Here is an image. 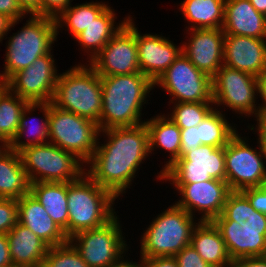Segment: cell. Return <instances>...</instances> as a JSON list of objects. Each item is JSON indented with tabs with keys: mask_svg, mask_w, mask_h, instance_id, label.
<instances>
[{
	"mask_svg": "<svg viewBox=\"0 0 266 267\" xmlns=\"http://www.w3.org/2000/svg\"><path fill=\"white\" fill-rule=\"evenodd\" d=\"M149 157L145 123L102 130L96 150L85 164V173L120 200L131 189L142 164Z\"/></svg>",
	"mask_w": 266,
	"mask_h": 267,
	"instance_id": "1",
	"label": "cell"
},
{
	"mask_svg": "<svg viewBox=\"0 0 266 267\" xmlns=\"http://www.w3.org/2000/svg\"><path fill=\"white\" fill-rule=\"evenodd\" d=\"M100 79L103 103L98 123L100 131L145 122L143 107L145 109V105L150 103V95L155 90L150 78L142 73H133Z\"/></svg>",
	"mask_w": 266,
	"mask_h": 267,
	"instance_id": "2",
	"label": "cell"
},
{
	"mask_svg": "<svg viewBox=\"0 0 266 267\" xmlns=\"http://www.w3.org/2000/svg\"><path fill=\"white\" fill-rule=\"evenodd\" d=\"M22 27L4 38L6 40L4 68L0 70V82L4 84L13 74L23 70L41 56L51 52L58 40L56 20L51 17L28 14ZM54 45V46H53Z\"/></svg>",
	"mask_w": 266,
	"mask_h": 267,
	"instance_id": "3",
	"label": "cell"
},
{
	"mask_svg": "<svg viewBox=\"0 0 266 267\" xmlns=\"http://www.w3.org/2000/svg\"><path fill=\"white\" fill-rule=\"evenodd\" d=\"M68 239L80 231L101 227L117 213L118 199L86 173L67 182Z\"/></svg>",
	"mask_w": 266,
	"mask_h": 267,
	"instance_id": "4",
	"label": "cell"
},
{
	"mask_svg": "<svg viewBox=\"0 0 266 267\" xmlns=\"http://www.w3.org/2000/svg\"><path fill=\"white\" fill-rule=\"evenodd\" d=\"M200 220L174 203L152 218L139 240L140 258L174 257L191 245L194 228Z\"/></svg>",
	"mask_w": 266,
	"mask_h": 267,
	"instance_id": "5",
	"label": "cell"
},
{
	"mask_svg": "<svg viewBox=\"0 0 266 267\" xmlns=\"http://www.w3.org/2000/svg\"><path fill=\"white\" fill-rule=\"evenodd\" d=\"M51 103L98 124L103 104L100 76L80 60L60 72Z\"/></svg>",
	"mask_w": 266,
	"mask_h": 267,
	"instance_id": "6",
	"label": "cell"
},
{
	"mask_svg": "<svg viewBox=\"0 0 266 267\" xmlns=\"http://www.w3.org/2000/svg\"><path fill=\"white\" fill-rule=\"evenodd\" d=\"M19 155L29 183L71 182L85 173V163L53 143L29 146Z\"/></svg>",
	"mask_w": 266,
	"mask_h": 267,
	"instance_id": "7",
	"label": "cell"
},
{
	"mask_svg": "<svg viewBox=\"0 0 266 267\" xmlns=\"http://www.w3.org/2000/svg\"><path fill=\"white\" fill-rule=\"evenodd\" d=\"M212 98L214 107L222 111H232L236 119L242 121L256 118L258 90L256 76L223 65L212 77ZM217 105V106H216ZM220 107V108H219ZM230 109V110H229Z\"/></svg>",
	"mask_w": 266,
	"mask_h": 267,
	"instance_id": "8",
	"label": "cell"
},
{
	"mask_svg": "<svg viewBox=\"0 0 266 267\" xmlns=\"http://www.w3.org/2000/svg\"><path fill=\"white\" fill-rule=\"evenodd\" d=\"M120 218L116 214L101 227L80 231L68 239L89 267L113 266L130 255L131 244L127 243Z\"/></svg>",
	"mask_w": 266,
	"mask_h": 267,
	"instance_id": "9",
	"label": "cell"
},
{
	"mask_svg": "<svg viewBox=\"0 0 266 267\" xmlns=\"http://www.w3.org/2000/svg\"><path fill=\"white\" fill-rule=\"evenodd\" d=\"M100 129L97 123L50 102L49 142L75 154L85 164L96 150Z\"/></svg>",
	"mask_w": 266,
	"mask_h": 267,
	"instance_id": "10",
	"label": "cell"
},
{
	"mask_svg": "<svg viewBox=\"0 0 266 267\" xmlns=\"http://www.w3.org/2000/svg\"><path fill=\"white\" fill-rule=\"evenodd\" d=\"M245 136L238 131L224 147L225 180L231 191L266 185V165L258 142L250 146L252 140Z\"/></svg>",
	"mask_w": 266,
	"mask_h": 267,
	"instance_id": "11",
	"label": "cell"
},
{
	"mask_svg": "<svg viewBox=\"0 0 266 267\" xmlns=\"http://www.w3.org/2000/svg\"><path fill=\"white\" fill-rule=\"evenodd\" d=\"M157 87L168 94L169 104L213 102L212 78L197 69L183 53L154 82V89Z\"/></svg>",
	"mask_w": 266,
	"mask_h": 267,
	"instance_id": "12",
	"label": "cell"
},
{
	"mask_svg": "<svg viewBox=\"0 0 266 267\" xmlns=\"http://www.w3.org/2000/svg\"><path fill=\"white\" fill-rule=\"evenodd\" d=\"M225 180L224 147L200 145L178 158L164 173L162 183H195Z\"/></svg>",
	"mask_w": 266,
	"mask_h": 267,
	"instance_id": "13",
	"label": "cell"
},
{
	"mask_svg": "<svg viewBox=\"0 0 266 267\" xmlns=\"http://www.w3.org/2000/svg\"><path fill=\"white\" fill-rule=\"evenodd\" d=\"M89 65L100 77L140 73L132 15Z\"/></svg>",
	"mask_w": 266,
	"mask_h": 267,
	"instance_id": "14",
	"label": "cell"
},
{
	"mask_svg": "<svg viewBox=\"0 0 266 267\" xmlns=\"http://www.w3.org/2000/svg\"><path fill=\"white\" fill-rule=\"evenodd\" d=\"M54 51L36 59L32 65L13 74L4 84L28 103H49L58 82Z\"/></svg>",
	"mask_w": 266,
	"mask_h": 267,
	"instance_id": "15",
	"label": "cell"
},
{
	"mask_svg": "<svg viewBox=\"0 0 266 267\" xmlns=\"http://www.w3.org/2000/svg\"><path fill=\"white\" fill-rule=\"evenodd\" d=\"M169 184L173 186V192L176 191L179 196L173 203L198 218L200 222L213 221L221 215L227 196L231 192L226 180L211 179L195 183Z\"/></svg>",
	"mask_w": 266,
	"mask_h": 267,
	"instance_id": "16",
	"label": "cell"
},
{
	"mask_svg": "<svg viewBox=\"0 0 266 267\" xmlns=\"http://www.w3.org/2000/svg\"><path fill=\"white\" fill-rule=\"evenodd\" d=\"M184 33L187 39L181 40V53L212 78L223 66L225 34L222 28L190 29Z\"/></svg>",
	"mask_w": 266,
	"mask_h": 267,
	"instance_id": "17",
	"label": "cell"
},
{
	"mask_svg": "<svg viewBox=\"0 0 266 267\" xmlns=\"http://www.w3.org/2000/svg\"><path fill=\"white\" fill-rule=\"evenodd\" d=\"M138 29L135 22L140 73L155 82L181 54V42L179 46L170 40L169 35L166 37L164 33L151 32L143 34Z\"/></svg>",
	"mask_w": 266,
	"mask_h": 267,
	"instance_id": "18",
	"label": "cell"
},
{
	"mask_svg": "<svg viewBox=\"0 0 266 267\" xmlns=\"http://www.w3.org/2000/svg\"><path fill=\"white\" fill-rule=\"evenodd\" d=\"M223 65L257 77L266 69V39L225 34Z\"/></svg>",
	"mask_w": 266,
	"mask_h": 267,
	"instance_id": "19",
	"label": "cell"
},
{
	"mask_svg": "<svg viewBox=\"0 0 266 267\" xmlns=\"http://www.w3.org/2000/svg\"><path fill=\"white\" fill-rule=\"evenodd\" d=\"M155 114L150 119H145V125L149 135L150 155H155L156 150L162 151V156L166 155V161L161 170L155 173L156 182H162L163 173L179 158L181 147L180 128L164 113ZM155 151V152H154ZM165 151V152H164ZM158 174V175H157Z\"/></svg>",
	"mask_w": 266,
	"mask_h": 267,
	"instance_id": "20",
	"label": "cell"
},
{
	"mask_svg": "<svg viewBox=\"0 0 266 267\" xmlns=\"http://www.w3.org/2000/svg\"><path fill=\"white\" fill-rule=\"evenodd\" d=\"M219 229L232 262L266 256V230L244 229L236 221H212Z\"/></svg>",
	"mask_w": 266,
	"mask_h": 267,
	"instance_id": "21",
	"label": "cell"
},
{
	"mask_svg": "<svg viewBox=\"0 0 266 267\" xmlns=\"http://www.w3.org/2000/svg\"><path fill=\"white\" fill-rule=\"evenodd\" d=\"M18 222L28 227L49 247L68 241L64 231L48 215L44 206L29 192L17 200Z\"/></svg>",
	"mask_w": 266,
	"mask_h": 267,
	"instance_id": "22",
	"label": "cell"
},
{
	"mask_svg": "<svg viewBox=\"0 0 266 267\" xmlns=\"http://www.w3.org/2000/svg\"><path fill=\"white\" fill-rule=\"evenodd\" d=\"M112 6H108L93 22L79 33L73 40L78 43V50L83 52L86 59H82L83 63L89 64L109 40L120 30L131 16H127L117 22L118 13ZM82 48V49H81Z\"/></svg>",
	"mask_w": 266,
	"mask_h": 267,
	"instance_id": "23",
	"label": "cell"
},
{
	"mask_svg": "<svg viewBox=\"0 0 266 267\" xmlns=\"http://www.w3.org/2000/svg\"><path fill=\"white\" fill-rule=\"evenodd\" d=\"M224 34L266 39L265 16L249 0H225Z\"/></svg>",
	"mask_w": 266,
	"mask_h": 267,
	"instance_id": "24",
	"label": "cell"
},
{
	"mask_svg": "<svg viewBox=\"0 0 266 267\" xmlns=\"http://www.w3.org/2000/svg\"><path fill=\"white\" fill-rule=\"evenodd\" d=\"M37 111H40L39 112L40 114L34 113ZM49 113H50V102L28 103L26 107L23 109L22 114L20 116L17 134L12 139V141L7 145V147L15 152H19L22 149L29 146L48 143ZM33 114L37 116H34Z\"/></svg>",
	"mask_w": 266,
	"mask_h": 267,
	"instance_id": "25",
	"label": "cell"
},
{
	"mask_svg": "<svg viewBox=\"0 0 266 267\" xmlns=\"http://www.w3.org/2000/svg\"><path fill=\"white\" fill-rule=\"evenodd\" d=\"M12 264L18 267H42L49 246L28 227L17 222L7 233Z\"/></svg>",
	"mask_w": 266,
	"mask_h": 267,
	"instance_id": "26",
	"label": "cell"
},
{
	"mask_svg": "<svg viewBox=\"0 0 266 267\" xmlns=\"http://www.w3.org/2000/svg\"><path fill=\"white\" fill-rule=\"evenodd\" d=\"M191 245L212 267H230L233 264L222 235L212 221L198 223L192 233Z\"/></svg>",
	"mask_w": 266,
	"mask_h": 267,
	"instance_id": "27",
	"label": "cell"
},
{
	"mask_svg": "<svg viewBox=\"0 0 266 267\" xmlns=\"http://www.w3.org/2000/svg\"><path fill=\"white\" fill-rule=\"evenodd\" d=\"M29 192L44 206L48 215L68 238L67 182H35Z\"/></svg>",
	"mask_w": 266,
	"mask_h": 267,
	"instance_id": "28",
	"label": "cell"
},
{
	"mask_svg": "<svg viewBox=\"0 0 266 267\" xmlns=\"http://www.w3.org/2000/svg\"><path fill=\"white\" fill-rule=\"evenodd\" d=\"M177 4L183 15L185 30L222 28L224 23L225 0H183Z\"/></svg>",
	"mask_w": 266,
	"mask_h": 267,
	"instance_id": "29",
	"label": "cell"
},
{
	"mask_svg": "<svg viewBox=\"0 0 266 267\" xmlns=\"http://www.w3.org/2000/svg\"><path fill=\"white\" fill-rule=\"evenodd\" d=\"M29 190L30 183L19 152L6 146L0 152V198L18 200Z\"/></svg>",
	"mask_w": 266,
	"mask_h": 267,
	"instance_id": "30",
	"label": "cell"
},
{
	"mask_svg": "<svg viewBox=\"0 0 266 267\" xmlns=\"http://www.w3.org/2000/svg\"><path fill=\"white\" fill-rule=\"evenodd\" d=\"M213 221H236L244 229L266 230V214L256 211L241 191H231L221 215Z\"/></svg>",
	"mask_w": 266,
	"mask_h": 267,
	"instance_id": "31",
	"label": "cell"
},
{
	"mask_svg": "<svg viewBox=\"0 0 266 267\" xmlns=\"http://www.w3.org/2000/svg\"><path fill=\"white\" fill-rule=\"evenodd\" d=\"M107 3V4H106ZM109 2L102 1H90L83 3H72L57 17L56 27L57 35H60V31L65 28L71 37L75 38L81 33L87 26H89L94 19H96L108 6Z\"/></svg>",
	"mask_w": 266,
	"mask_h": 267,
	"instance_id": "32",
	"label": "cell"
},
{
	"mask_svg": "<svg viewBox=\"0 0 266 267\" xmlns=\"http://www.w3.org/2000/svg\"><path fill=\"white\" fill-rule=\"evenodd\" d=\"M230 122L228 116L217 108H213L197 126L199 141L202 145L225 147L229 140L238 132L239 125ZM237 126V127H236Z\"/></svg>",
	"mask_w": 266,
	"mask_h": 267,
	"instance_id": "33",
	"label": "cell"
},
{
	"mask_svg": "<svg viewBox=\"0 0 266 267\" xmlns=\"http://www.w3.org/2000/svg\"><path fill=\"white\" fill-rule=\"evenodd\" d=\"M27 104L5 84L0 85V141L6 146L17 134L20 116Z\"/></svg>",
	"mask_w": 266,
	"mask_h": 267,
	"instance_id": "34",
	"label": "cell"
},
{
	"mask_svg": "<svg viewBox=\"0 0 266 267\" xmlns=\"http://www.w3.org/2000/svg\"><path fill=\"white\" fill-rule=\"evenodd\" d=\"M168 106L170 111L164 114L180 129H186L198 126L214 108V102H177Z\"/></svg>",
	"mask_w": 266,
	"mask_h": 267,
	"instance_id": "35",
	"label": "cell"
},
{
	"mask_svg": "<svg viewBox=\"0 0 266 267\" xmlns=\"http://www.w3.org/2000/svg\"><path fill=\"white\" fill-rule=\"evenodd\" d=\"M42 267H89L80 253L68 240L66 243L49 247Z\"/></svg>",
	"mask_w": 266,
	"mask_h": 267,
	"instance_id": "36",
	"label": "cell"
},
{
	"mask_svg": "<svg viewBox=\"0 0 266 267\" xmlns=\"http://www.w3.org/2000/svg\"><path fill=\"white\" fill-rule=\"evenodd\" d=\"M17 222V200L0 198V234H7Z\"/></svg>",
	"mask_w": 266,
	"mask_h": 267,
	"instance_id": "37",
	"label": "cell"
},
{
	"mask_svg": "<svg viewBox=\"0 0 266 267\" xmlns=\"http://www.w3.org/2000/svg\"><path fill=\"white\" fill-rule=\"evenodd\" d=\"M174 258L178 267H212L201 258L192 245L184 247Z\"/></svg>",
	"mask_w": 266,
	"mask_h": 267,
	"instance_id": "38",
	"label": "cell"
},
{
	"mask_svg": "<svg viewBox=\"0 0 266 267\" xmlns=\"http://www.w3.org/2000/svg\"><path fill=\"white\" fill-rule=\"evenodd\" d=\"M181 132V147L180 156L182 158L190 150H195L201 144L199 141L198 129L196 127H190L186 129H180Z\"/></svg>",
	"mask_w": 266,
	"mask_h": 267,
	"instance_id": "39",
	"label": "cell"
},
{
	"mask_svg": "<svg viewBox=\"0 0 266 267\" xmlns=\"http://www.w3.org/2000/svg\"><path fill=\"white\" fill-rule=\"evenodd\" d=\"M241 192L248 198L256 211L266 214V185L247 188Z\"/></svg>",
	"mask_w": 266,
	"mask_h": 267,
	"instance_id": "40",
	"label": "cell"
},
{
	"mask_svg": "<svg viewBox=\"0 0 266 267\" xmlns=\"http://www.w3.org/2000/svg\"><path fill=\"white\" fill-rule=\"evenodd\" d=\"M74 0H41L40 16L57 18Z\"/></svg>",
	"mask_w": 266,
	"mask_h": 267,
	"instance_id": "41",
	"label": "cell"
},
{
	"mask_svg": "<svg viewBox=\"0 0 266 267\" xmlns=\"http://www.w3.org/2000/svg\"><path fill=\"white\" fill-rule=\"evenodd\" d=\"M0 13L7 15L13 21L25 19L27 16L16 0H0Z\"/></svg>",
	"mask_w": 266,
	"mask_h": 267,
	"instance_id": "42",
	"label": "cell"
},
{
	"mask_svg": "<svg viewBox=\"0 0 266 267\" xmlns=\"http://www.w3.org/2000/svg\"><path fill=\"white\" fill-rule=\"evenodd\" d=\"M140 267H178L174 257L139 258Z\"/></svg>",
	"mask_w": 266,
	"mask_h": 267,
	"instance_id": "43",
	"label": "cell"
},
{
	"mask_svg": "<svg viewBox=\"0 0 266 267\" xmlns=\"http://www.w3.org/2000/svg\"><path fill=\"white\" fill-rule=\"evenodd\" d=\"M254 120L256 124L245 123L247 126L246 130L247 131L250 130L249 132L253 131L254 132L253 134L257 136H266V108L259 109L258 114Z\"/></svg>",
	"mask_w": 266,
	"mask_h": 267,
	"instance_id": "44",
	"label": "cell"
},
{
	"mask_svg": "<svg viewBox=\"0 0 266 267\" xmlns=\"http://www.w3.org/2000/svg\"><path fill=\"white\" fill-rule=\"evenodd\" d=\"M12 265L7 234H0V267Z\"/></svg>",
	"mask_w": 266,
	"mask_h": 267,
	"instance_id": "45",
	"label": "cell"
},
{
	"mask_svg": "<svg viewBox=\"0 0 266 267\" xmlns=\"http://www.w3.org/2000/svg\"><path fill=\"white\" fill-rule=\"evenodd\" d=\"M234 267H266V256L240 258L233 262Z\"/></svg>",
	"mask_w": 266,
	"mask_h": 267,
	"instance_id": "46",
	"label": "cell"
},
{
	"mask_svg": "<svg viewBox=\"0 0 266 267\" xmlns=\"http://www.w3.org/2000/svg\"><path fill=\"white\" fill-rule=\"evenodd\" d=\"M18 24V20L13 21L7 15L0 13V43H3V39L7 34L14 30V27ZM12 28V29H11Z\"/></svg>",
	"mask_w": 266,
	"mask_h": 267,
	"instance_id": "47",
	"label": "cell"
},
{
	"mask_svg": "<svg viewBox=\"0 0 266 267\" xmlns=\"http://www.w3.org/2000/svg\"><path fill=\"white\" fill-rule=\"evenodd\" d=\"M258 106L259 109L266 108V69L257 77ZM261 101V102H259Z\"/></svg>",
	"mask_w": 266,
	"mask_h": 267,
	"instance_id": "48",
	"label": "cell"
},
{
	"mask_svg": "<svg viewBox=\"0 0 266 267\" xmlns=\"http://www.w3.org/2000/svg\"><path fill=\"white\" fill-rule=\"evenodd\" d=\"M41 0H16L21 9L28 15L34 14L40 16Z\"/></svg>",
	"mask_w": 266,
	"mask_h": 267,
	"instance_id": "49",
	"label": "cell"
},
{
	"mask_svg": "<svg viewBox=\"0 0 266 267\" xmlns=\"http://www.w3.org/2000/svg\"><path fill=\"white\" fill-rule=\"evenodd\" d=\"M131 259L132 260H130V257H128V255H127L119 263H117L113 266H109V267H140L139 261L136 262V261H133V258H131Z\"/></svg>",
	"mask_w": 266,
	"mask_h": 267,
	"instance_id": "50",
	"label": "cell"
},
{
	"mask_svg": "<svg viewBox=\"0 0 266 267\" xmlns=\"http://www.w3.org/2000/svg\"><path fill=\"white\" fill-rule=\"evenodd\" d=\"M254 8L261 14L266 13V0H249Z\"/></svg>",
	"mask_w": 266,
	"mask_h": 267,
	"instance_id": "51",
	"label": "cell"
},
{
	"mask_svg": "<svg viewBox=\"0 0 266 267\" xmlns=\"http://www.w3.org/2000/svg\"><path fill=\"white\" fill-rule=\"evenodd\" d=\"M266 165V136H255Z\"/></svg>",
	"mask_w": 266,
	"mask_h": 267,
	"instance_id": "52",
	"label": "cell"
},
{
	"mask_svg": "<svg viewBox=\"0 0 266 267\" xmlns=\"http://www.w3.org/2000/svg\"><path fill=\"white\" fill-rule=\"evenodd\" d=\"M6 147L4 143L0 141V152Z\"/></svg>",
	"mask_w": 266,
	"mask_h": 267,
	"instance_id": "53",
	"label": "cell"
},
{
	"mask_svg": "<svg viewBox=\"0 0 266 267\" xmlns=\"http://www.w3.org/2000/svg\"><path fill=\"white\" fill-rule=\"evenodd\" d=\"M5 267H18V266H15V265L12 264L10 266H5Z\"/></svg>",
	"mask_w": 266,
	"mask_h": 267,
	"instance_id": "54",
	"label": "cell"
}]
</instances>
